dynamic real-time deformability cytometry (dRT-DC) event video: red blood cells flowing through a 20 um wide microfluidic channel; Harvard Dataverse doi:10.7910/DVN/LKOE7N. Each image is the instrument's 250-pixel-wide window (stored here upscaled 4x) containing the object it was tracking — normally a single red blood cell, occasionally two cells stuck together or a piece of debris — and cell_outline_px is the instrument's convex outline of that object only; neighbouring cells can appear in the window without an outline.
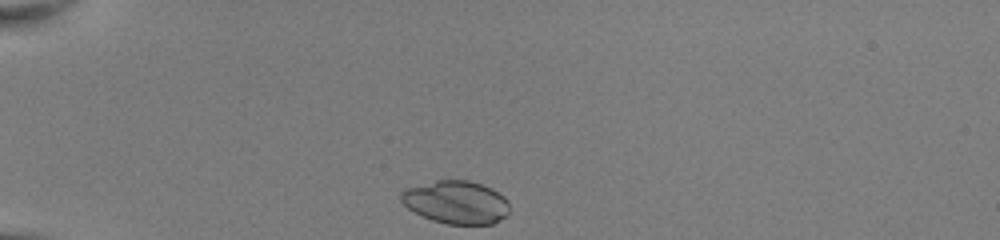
{"species": "common noctule bat (a hibernating species)", "species_latin": "Nyctalus noctula", "temperature_condition": "room temperature", "stored_images_in_passage": 33, "camera_frame_rate_fps": 3000, "um_per_image_px": 0.085, "animal": {"sex": "female", "body_mass_g": 22.0, "forearm_length_mm": 56.7}, "frame": {"image": 1, "passage_image": 1, "time_ms": 0.0, "image_size_px": [1000, 240], "cell_outline_px": [[508, 212], [504, 216], [492, 224], [448, 224], [432, 220], [408, 208], [400, 200], [400, 192], [408, 188], [436, 180], [468, 180], [480, 184], [504, 196], [508, 200]], "centroid_in_image_um": [38.75, 17.19], "position_along_channel_um": 46.2, "area_um2": 26.76}}
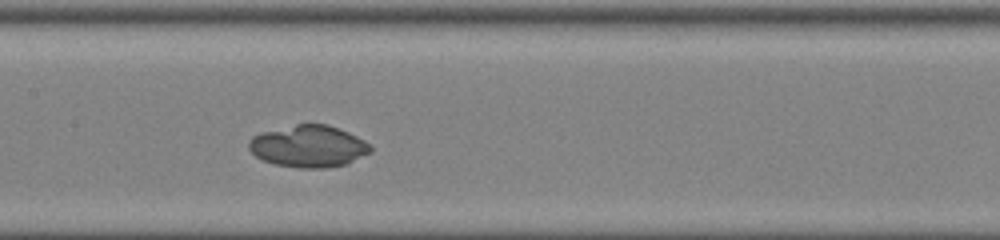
{"frame": {"image": 2, "passage_image": 14, "time_ms": 4.333, "image_size_px": [1000, 240], "cell_outline_px": [[372, 152], [348, 164], [328, 168], [300, 168], [276, 164], [264, 160], [256, 156], [248, 148], [248, 140], [252, 136], [264, 132], [296, 124], [328, 124], [348, 132], [364, 140], [372, 148]], "centroid_in_image_um": [26.25, 12.44], "position_along_channel_um": 181.1, "area_um2": 29.71}}
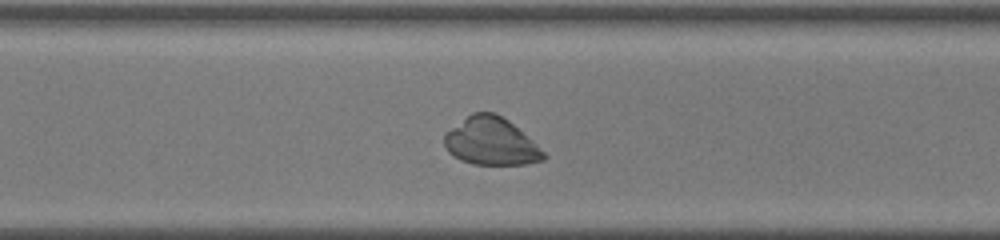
{"frame": {"image": 3, "passage_image": 25, "time_ms": 8.0, "image_size_px": [1000, 240], "cell_outline_px": [[548, 156], [544, 160], [528, 164], [472, 164], [460, 160], [448, 152], [444, 144], [444, 136], [452, 128], [472, 112], [496, 112], [508, 120], [536, 144]], "centroid_in_image_um": [41.75, 12.03], "position_along_channel_um": 328.9, "area_um2": 27.34}, "authors_computed_cell_mechanics": {"area_um2": 29.0156, "velocity_mm_per_s": 4.0311, "shape_relaxation_time_tau1_ms": 4.6373, "shape_relaxation_time_tau2_ms": null, "deformation_change_tau1": 0.2277, "deformation_change_tau2": null}}